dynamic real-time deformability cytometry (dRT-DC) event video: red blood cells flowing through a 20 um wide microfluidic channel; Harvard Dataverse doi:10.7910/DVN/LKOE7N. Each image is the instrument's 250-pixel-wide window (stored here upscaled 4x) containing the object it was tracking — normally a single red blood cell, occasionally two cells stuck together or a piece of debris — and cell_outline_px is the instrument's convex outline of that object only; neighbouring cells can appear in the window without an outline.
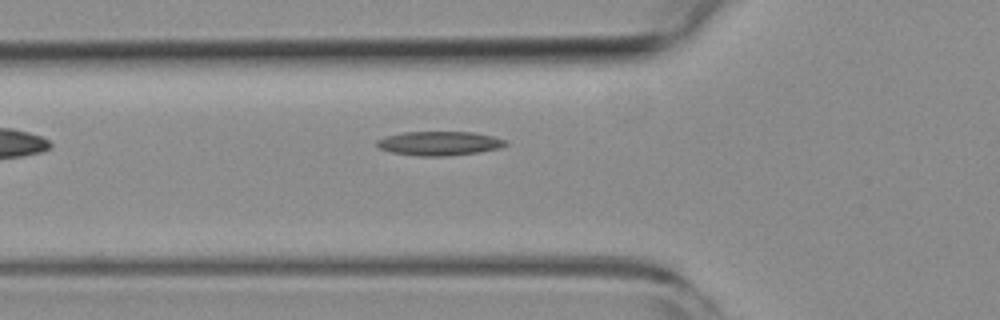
{"species": "common noctule bat (a hibernating species)", "species_latin": "Nyctalus noctula", "temperature_condition": "room temperature", "stored_images_in_passage": 38, "camera_frame_rate_fps": 3000, "um_per_image_px": 0.085, "animal": {"sex": "female", "body_mass_g": 19.3, "forearm_length_mm": 54.1}, "frame": {"image": 1, "passage_image": 2, "time_ms": 0.333, "image_size_px": [1000, 320], "cell_outline_px": [[508, 144], [500, 148], [480, 152], [444, 156], [420, 156], [392, 152], [380, 148], [376, 144], [376, 140], [384, 136], [404, 132], [472, 132], [492, 136], [508, 140]], "centroid_in_image_um": [37.36, 12.18], "position_along_channel_um": 88.4, "area_um2": 18.09}}
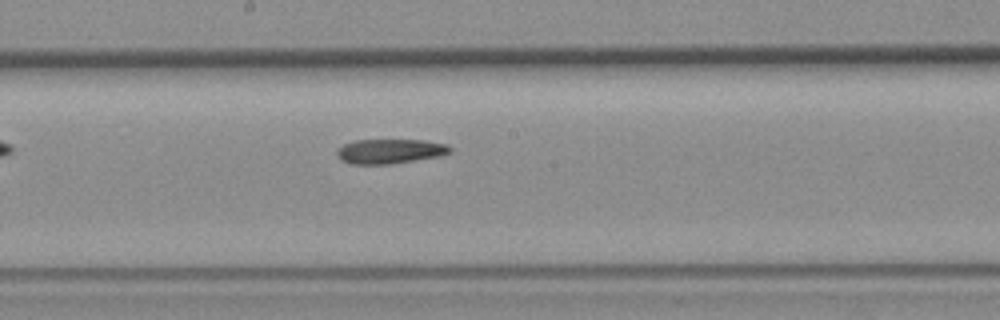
{"frame": {"image": 2, "passage_image": 12, "time_ms": 3.667, "image_size_px": [1000, 320], "cell_outline_px": [[452, 152], [440, 156], [392, 164], [352, 164], [340, 160], [336, 156], [336, 152], [344, 144], [352, 140], [424, 140], [448, 144], [452, 148]], "centroid_in_image_um": [33.16, 12.86], "position_along_channel_um": 215.0, "area_um2": 16.42}}
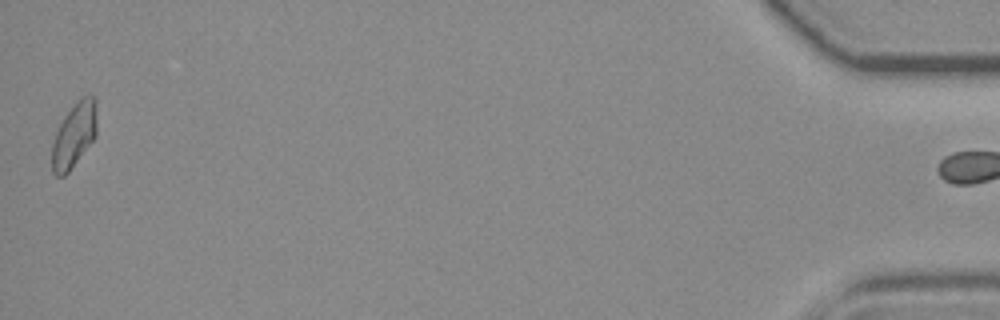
{"frame": {"image": 3, "passage_image": 37, "time_ms": 12.0, "image_size_px": [1000, 320], "cell_outline_px": [[96, 136], [68, 172], [64, 176], [56, 176], [52, 172], [52, 144], [56, 132], [64, 116], [80, 96], [92, 96], [96, 100]], "centroid_in_image_um": [6.29, 11.47], "position_along_channel_um": 428.9, "area_um2": 16.82}}